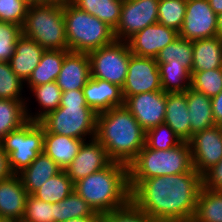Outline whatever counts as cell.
<instances>
[{
    "mask_svg": "<svg viewBox=\"0 0 222 222\" xmlns=\"http://www.w3.org/2000/svg\"><path fill=\"white\" fill-rule=\"evenodd\" d=\"M182 140L165 123L146 131L145 145L155 150H169L179 145Z\"/></svg>",
    "mask_w": 222,
    "mask_h": 222,
    "instance_id": "74e56055",
    "label": "cell"
},
{
    "mask_svg": "<svg viewBox=\"0 0 222 222\" xmlns=\"http://www.w3.org/2000/svg\"><path fill=\"white\" fill-rule=\"evenodd\" d=\"M124 106L147 131L164 123L166 112V93L161 91L146 92L129 96Z\"/></svg>",
    "mask_w": 222,
    "mask_h": 222,
    "instance_id": "5bb4252c",
    "label": "cell"
},
{
    "mask_svg": "<svg viewBox=\"0 0 222 222\" xmlns=\"http://www.w3.org/2000/svg\"><path fill=\"white\" fill-rule=\"evenodd\" d=\"M22 90L23 81L12 71L9 62L0 61V99L25 100Z\"/></svg>",
    "mask_w": 222,
    "mask_h": 222,
    "instance_id": "8d00e7d4",
    "label": "cell"
},
{
    "mask_svg": "<svg viewBox=\"0 0 222 222\" xmlns=\"http://www.w3.org/2000/svg\"><path fill=\"white\" fill-rule=\"evenodd\" d=\"M146 131L123 105L97 114L95 138L112 162L129 165L145 145Z\"/></svg>",
    "mask_w": 222,
    "mask_h": 222,
    "instance_id": "7a4b0ae2",
    "label": "cell"
},
{
    "mask_svg": "<svg viewBox=\"0 0 222 222\" xmlns=\"http://www.w3.org/2000/svg\"><path fill=\"white\" fill-rule=\"evenodd\" d=\"M217 36V14L208 0H187L186 13L179 37L188 40Z\"/></svg>",
    "mask_w": 222,
    "mask_h": 222,
    "instance_id": "4fadbf2b",
    "label": "cell"
},
{
    "mask_svg": "<svg viewBox=\"0 0 222 222\" xmlns=\"http://www.w3.org/2000/svg\"><path fill=\"white\" fill-rule=\"evenodd\" d=\"M191 75L198 71L222 68V38L219 36L193 40Z\"/></svg>",
    "mask_w": 222,
    "mask_h": 222,
    "instance_id": "7402d4cb",
    "label": "cell"
},
{
    "mask_svg": "<svg viewBox=\"0 0 222 222\" xmlns=\"http://www.w3.org/2000/svg\"><path fill=\"white\" fill-rule=\"evenodd\" d=\"M187 0H159L158 23L179 32L186 13Z\"/></svg>",
    "mask_w": 222,
    "mask_h": 222,
    "instance_id": "e575fe53",
    "label": "cell"
},
{
    "mask_svg": "<svg viewBox=\"0 0 222 222\" xmlns=\"http://www.w3.org/2000/svg\"><path fill=\"white\" fill-rule=\"evenodd\" d=\"M30 91L36 97V101H38L42 110L37 111L35 115L33 113L26 114L28 120L39 122L44 116L59 107L62 90L58 87L56 81L31 87Z\"/></svg>",
    "mask_w": 222,
    "mask_h": 222,
    "instance_id": "d6a6232c",
    "label": "cell"
},
{
    "mask_svg": "<svg viewBox=\"0 0 222 222\" xmlns=\"http://www.w3.org/2000/svg\"><path fill=\"white\" fill-rule=\"evenodd\" d=\"M193 220L194 222H222V190L201 187Z\"/></svg>",
    "mask_w": 222,
    "mask_h": 222,
    "instance_id": "83f0119b",
    "label": "cell"
},
{
    "mask_svg": "<svg viewBox=\"0 0 222 222\" xmlns=\"http://www.w3.org/2000/svg\"><path fill=\"white\" fill-rule=\"evenodd\" d=\"M23 219L32 222H55V203L41 201L28 195Z\"/></svg>",
    "mask_w": 222,
    "mask_h": 222,
    "instance_id": "f35d334b",
    "label": "cell"
},
{
    "mask_svg": "<svg viewBox=\"0 0 222 222\" xmlns=\"http://www.w3.org/2000/svg\"><path fill=\"white\" fill-rule=\"evenodd\" d=\"M74 191V183L64 170L48 179L33 196L41 201L57 203Z\"/></svg>",
    "mask_w": 222,
    "mask_h": 222,
    "instance_id": "4dcf8cb0",
    "label": "cell"
},
{
    "mask_svg": "<svg viewBox=\"0 0 222 222\" xmlns=\"http://www.w3.org/2000/svg\"><path fill=\"white\" fill-rule=\"evenodd\" d=\"M0 144L8 154L12 172L18 175L43 152L44 127L39 122L28 120L4 136Z\"/></svg>",
    "mask_w": 222,
    "mask_h": 222,
    "instance_id": "ba28073f",
    "label": "cell"
},
{
    "mask_svg": "<svg viewBox=\"0 0 222 222\" xmlns=\"http://www.w3.org/2000/svg\"><path fill=\"white\" fill-rule=\"evenodd\" d=\"M162 91L185 92L191 86V72L183 66L158 65Z\"/></svg>",
    "mask_w": 222,
    "mask_h": 222,
    "instance_id": "836d02e7",
    "label": "cell"
},
{
    "mask_svg": "<svg viewBox=\"0 0 222 222\" xmlns=\"http://www.w3.org/2000/svg\"><path fill=\"white\" fill-rule=\"evenodd\" d=\"M217 36L222 38V13L217 15Z\"/></svg>",
    "mask_w": 222,
    "mask_h": 222,
    "instance_id": "f907efd6",
    "label": "cell"
},
{
    "mask_svg": "<svg viewBox=\"0 0 222 222\" xmlns=\"http://www.w3.org/2000/svg\"><path fill=\"white\" fill-rule=\"evenodd\" d=\"M102 217H83V218H72L65 222H99Z\"/></svg>",
    "mask_w": 222,
    "mask_h": 222,
    "instance_id": "c3c4849f",
    "label": "cell"
},
{
    "mask_svg": "<svg viewBox=\"0 0 222 222\" xmlns=\"http://www.w3.org/2000/svg\"><path fill=\"white\" fill-rule=\"evenodd\" d=\"M62 169L44 152L18 175L28 195H33L48 179Z\"/></svg>",
    "mask_w": 222,
    "mask_h": 222,
    "instance_id": "cb8c5ba5",
    "label": "cell"
},
{
    "mask_svg": "<svg viewBox=\"0 0 222 222\" xmlns=\"http://www.w3.org/2000/svg\"><path fill=\"white\" fill-rule=\"evenodd\" d=\"M26 100L0 99V140L28 121Z\"/></svg>",
    "mask_w": 222,
    "mask_h": 222,
    "instance_id": "f1b7e54d",
    "label": "cell"
},
{
    "mask_svg": "<svg viewBox=\"0 0 222 222\" xmlns=\"http://www.w3.org/2000/svg\"><path fill=\"white\" fill-rule=\"evenodd\" d=\"M15 222H32V221H27V220L22 218L21 220H18V221H15Z\"/></svg>",
    "mask_w": 222,
    "mask_h": 222,
    "instance_id": "f5cc1de1",
    "label": "cell"
},
{
    "mask_svg": "<svg viewBox=\"0 0 222 222\" xmlns=\"http://www.w3.org/2000/svg\"><path fill=\"white\" fill-rule=\"evenodd\" d=\"M87 54L90 60L92 78L106 80L121 88L123 87L132 55L127 42L115 41Z\"/></svg>",
    "mask_w": 222,
    "mask_h": 222,
    "instance_id": "9c48e42d",
    "label": "cell"
},
{
    "mask_svg": "<svg viewBox=\"0 0 222 222\" xmlns=\"http://www.w3.org/2000/svg\"><path fill=\"white\" fill-rule=\"evenodd\" d=\"M28 194L19 175L0 181V220L15 222L23 218Z\"/></svg>",
    "mask_w": 222,
    "mask_h": 222,
    "instance_id": "e0dca14e",
    "label": "cell"
},
{
    "mask_svg": "<svg viewBox=\"0 0 222 222\" xmlns=\"http://www.w3.org/2000/svg\"><path fill=\"white\" fill-rule=\"evenodd\" d=\"M178 37L179 32L176 30L156 23L137 32L127 43L133 55L156 58L163 48Z\"/></svg>",
    "mask_w": 222,
    "mask_h": 222,
    "instance_id": "2e32d148",
    "label": "cell"
},
{
    "mask_svg": "<svg viewBox=\"0 0 222 222\" xmlns=\"http://www.w3.org/2000/svg\"><path fill=\"white\" fill-rule=\"evenodd\" d=\"M99 222H106L103 218Z\"/></svg>",
    "mask_w": 222,
    "mask_h": 222,
    "instance_id": "11a10c76",
    "label": "cell"
},
{
    "mask_svg": "<svg viewBox=\"0 0 222 222\" xmlns=\"http://www.w3.org/2000/svg\"><path fill=\"white\" fill-rule=\"evenodd\" d=\"M83 142L84 140L64 135L44 133L43 152L51 157L62 170H65L79 152Z\"/></svg>",
    "mask_w": 222,
    "mask_h": 222,
    "instance_id": "603a6c76",
    "label": "cell"
},
{
    "mask_svg": "<svg viewBox=\"0 0 222 222\" xmlns=\"http://www.w3.org/2000/svg\"><path fill=\"white\" fill-rule=\"evenodd\" d=\"M161 90L158 63L155 58L132 54L126 80L122 87L124 101L129 96Z\"/></svg>",
    "mask_w": 222,
    "mask_h": 222,
    "instance_id": "7c38bea8",
    "label": "cell"
},
{
    "mask_svg": "<svg viewBox=\"0 0 222 222\" xmlns=\"http://www.w3.org/2000/svg\"><path fill=\"white\" fill-rule=\"evenodd\" d=\"M102 217L75 191L62 201L55 203V222H65L72 218Z\"/></svg>",
    "mask_w": 222,
    "mask_h": 222,
    "instance_id": "1f68e13d",
    "label": "cell"
},
{
    "mask_svg": "<svg viewBox=\"0 0 222 222\" xmlns=\"http://www.w3.org/2000/svg\"><path fill=\"white\" fill-rule=\"evenodd\" d=\"M131 201L152 220L193 218L202 176L190 172L145 180H129Z\"/></svg>",
    "mask_w": 222,
    "mask_h": 222,
    "instance_id": "6da1fadb",
    "label": "cell"
},
{
    "mask_svg": "<svg viewBox=\"0 0 222 222\" xmlns=\"http://www.w3.org/2000/svg\"><path fill=\"white\" fill-rule=\"evenodd\" d=\"M68 52L69 50H45L38 66L26 81L27 87L30 89L34 86L56 81Z\"/></svg>",
    "mask_w": 222,
    "mask_h": 222,
    "instance_id": "484cf974",
    "label": "cell"
},
{
    "mask_svg": "<svg viewBox=\"0 0 222 222\" xmlns=\"http://www.w3.org/2000/svg\"><path fill=\"white\" fill-rule=\"evenodd\" d=\"M69 51L88 53L116 41L114 29L70 1L63 5Z\"/></svg>",
    "mask_w": 222,
    "mask_h": 222,
    "instance_id": "277c9868",
    "label": "cell"
},
{
    "mask_svg": "<svg viewBox=\"0 0 222 222\" xmlns=\"http://www.w3.org/2000/svg\"><path fill=\"white\" fill-rule=\"evenodd\" d=\"M212 10L218 15L222 13V0H208Z\"/></svg>",
    "mask_w": 222,
    "mask_h": 222,
    "instance_id": "7dc6e473",
    "label": "cell"
},
{
    "mask_svg": "<svg viewBox=\"0 0 222 222\" xmlns=\"http://www.w3.org/2000/svg\"><path fill=\"white\" fill-rule=\"evenodd\" d=\"M74 191L98 214L122 208L131 201L128 166L111 162L104 169L75 182Z\"/></svg>",
    "mask_w": 222,
    "mask_h": 222,
    "instance_id": "3957f363",
    "label": "cell"
},
{
    "mask_svg": "<svg viewBox=\"0 0 222 222\" xmlns=\"http://www.w3.org/2000/svg\"><path fill=\"white\" fill-rule=\"evenodd\" d=\"M77 8L97 17L115 29L119 23L123 0H70Z\"/></svg>",
    "mask_w": 222,
    "mask_h": 222,
    "instance_id": "4316f807",
    "label": "cell"
},
{
    "mask_svg": "<svg viewBox=\"0 0 222 222\" xmlns=\"http://www.w3.org/2000/svg\"><path fill=\"white\" fill-rule=\"evenodd\" d=\"M106 222H157L141 211L132 201L122 208L102 215Z\"/></svg>",
    "mask_w": 222,
    "mask_h": 222,
    "instance_id": "b9f144b4",
    "label": "cell"
},
{
    "mask_svg": "<svg viewBox=\"0 0 222 222\" xmlns=\"http://www.w3.org/2000/svg\"><path fill=\"white\" fill-rule=\"evenodd\" d=\"M203 186L212 190H222V159L202 176Z\"/></svg>",
    "mask_w": 222,
    "mask_h": 222,
    "instance_id": "7bdbcfd3",
    "label": "cell"
},
{
    "mask_svg": "<svg viewBox=\"0 0 222 222\" xmlns=\"http://www.w3.org/2000/svg\"><path fill=\"white\" fill-rule=\"evenodd\" d=\"M155 60L158 65L183 66L191 72L193 43L191 40L178 37L175 41L163 48Z\"/></svg>",
    "mask_w": 222,
    "mask_h": 222,
    "instance_id": "f546056e",
    "label": "cell"
},
{
    "mask_svg": "<svg viewBox=\"0 0 222 222\" xmlns=\"http://www.w3.org/2000/svg\"><path fill=\"white\" fill-rule=\"evenodd\" d=\"M186 91L166 93V112L164 123L182 140L191 139V124L189 121Z\"/></svg>",
    "mask_w": 222,
    "mask_h": 222,
    "instance_id": "44dd1931",
    "label": "cell"
},
{
    "mask_svg": "<svg viewBox=\"0 0 222 222\" xmlns=\"http://www.w3.org/2000/svg\"><path fill=\"white\" fill-rule=\"evenodd\" d=\"M112 161L96 139L84 141L71 164L64 170L73 183L107 167Z\"/></svg>",
    "mask_w": 222,
    "mask_h": 222,
    "instance_id": "9a60e30c",
    "label": "cell"
},
{
    "mask_svg": "<svg viewBox=\"0 0 222 222\" xmlns=\"http://www.w3.org/2000/svg\"><path fill=\"white\" fill-rule=\"evenodd\" d=\"M60 104H87L83 90L62 92Z\"/></svg>",
    "mask_w": 222,
    "mask_h": 222,
    "instance_id": "ee69618b",
    "label": "cell"
},
{
    "mask_svg": "<svg viewBox=\"0 0 222 222\" xmlns=\"http://www.w3.org/2000/svg\"><path fill=\"white\" fill-rule=\"evenodd\" d=\"M97 114L87 104H60L39 123L44 133L64 135L86 141L95 138Z\"/></svg>",
    "mask_w": 222,
    "mask_h": 222,
    "instance_id": "52a82bcc",
    "label": "cell"
},
{
    "mask_svg": "<svg viewBox=\"0 0 222 222\" xmlns=\"http://www.w3.org/2000/svg\"><path fill=\"white\" fill-rule=\"evenodd\" d=\"M22 35L21 26L0 21V61H9L15 51V44Z\"/></svg>",
    "mask_w": 222,
    "mask_h": 222,
    "instance_id": "ab89813d",
    "label": "cell"
},
{
    "mask_svg": "<svg viewBox=\"0 0 222 222\" xmlns=\"http://www.w3.org/2000/svg\"><path fill=\"white\" fill-rule=\"evenodd\" d=\"M188 143L193 168L203 176L222 159V126L214 125L196 132Z\"/></svg>",
    "mask_w": 222,
    "mask_h": 222,
    "instance_id": "8fae6325",
    "label": "cell"
},
{
    "mask_svg": "<svg viewBox=\"0 0 222 222\" xmlns=\"http://www.w3.org/2000/svg\"><path fill=\"white\" fill-rule=\"evenodd\" d=\"M14 173L9 164L8 154L2 149L0 144V181L12 177Z\"/></svg>",
    "mask_w": 222,
    "mask_h": 222,
    "instance_id": "f6af8a7d",
    "label": "cell"
},
{
    "mask_svg": "<svg viewBox=\"0 0 222 222\" xmlns=\"http://www.w3.org/2000/svg\"><path fill=\"white\" fill-rule=\"evenodd\" d=\"M193 169L190 145L182 141L169 150H155L146 145L128 165L129 180L176 175Z\"/></svg>",
    "mask_w": 222,
    "mask_h": 222,
    "instance_id": "5b68a950",
    "label": "cell"
},
{
    "mask_svg": "<svg viewBox=\"0 0 222 222\" xmlns=\"http://www.w3.org/2000/svg\"><path fill=\"white\" fill-rule=\"evenodd\" d=\"M21 30L45 50H68L63 5L30 4Z\"/></svg>",
    "mask_w": 222,
    "mask_h": 222,
    "instance_id": "8992f818",
    "label": "cell"
},
{
    "mask_svg": "<svg viewBox=\"0 0 222 222\" xmlns=\"http://www.w3.org/2000/svg\"><path fill=\"white\" fill-rule=\"evenodd\" d=\"M29 5L26 0H0V21L22 27Z\"/></svg>",
    "mask_w": 222,
    "mask_h": 222,
    "instance_id": "60d3db41",
    "label": "cell"
},
{
    "mask_svg": "<svg viewBox=\"0 0 222 222\" xmlns=\"http://www.w3.org/2000/svg\"><path fill=\"white\" fill-rule=\"evenodd\" d=\"M90 78L91 70L88 54L69 51L63 60L56 82L62 92L82 90Z\"/></svg>",
    "mask_w": 222,
    "mask_h": 222,
    "instance_id": "ac0fdd59",
    "label": "cell"
},
{
    "mask_svg": "<svg viewBox=\"0 0 222 222\" xmlns=\"http://www.w3.org/2000/svg\"><path fill=\"white\" fill-rule=\"evenodd\" d=\"M159 0H123L120 19L114 29L116 41L127 42L140 30L158 23Z\"/></svg>",
    "mask_w": 222,
    "mask_h": 222,
    "instance_id": "30bf717a",
    "label": "cell"
},
{
    "mask_svg": "<svg viewBox=\"0 0 222 222\" xmlns=\"http://www.w3.org/2000/svg\"><path fill=\"white\" fill-rule=\"evenodd\" d=\"M82 90L87 105L96 114L124 105L122 88L106 80L91 77Z\"/></svg>",
    "mask_w": 222,
    "mask_h": 222,
    "instance_id": "d6986e66",
    "label": "cell"
},
{
    "mask_svg": "<svg viewBox=\"0 0 222 222\" xmlns=\"http://www.w3.org/2000/svg\"><path fill=\"white\" fill-rule=\"evenodd\" d=\"M70 0H35V4H54V5H64Z\"/></svg>",
    "mask_w": 222,
    "mask_h": 222,
    "instance_id": "681fc988",
    "label": "cell"
},
{
    "mask_svg": "<svg viewBox=\"0 0 222 222\" xmlns=\"http://www.w3.org/2000/svg\"><path fill=\"white\" fill-rule=\"evenodd\" d=\"M186 100L191 124V138L196 132L216 125L212 111L211 97L190 87L186 91Z\"/></svg>",
    "mask_w": 222,
    "mask_h": 222,
    "instance_id": "d4e9b609",
    "label": "cell"
},
{
    "mask_svg": "<svg viewBox=\"0 0 222 222\" xmlns=\"http://www.w3.org/2000/svg\"><path fill=\"white\" fill-rule=\"evenodd\" d=\"M28 3L30 4H34L35 3V0H26Z\"/></svg>",
    "mask_w": 222,
    "mask_h": 222,
    "instance_id": "db71d44e",
    "label": "cell"
},
{
    "mask_svg": "<svg viewBox=\"0 0 222 222\" xmlns=\"http://www.w3.org/2000/svg\"><path fill=\"white\" fill-rule=\"evenodd\" d=\"M190 87L211 98L218 95L222 91V68L194 72Z\"/></svg>",
    "mask_w": 222,
    "mask_h": 222,
    "instance_id": "d590c367",
    "label": "cell"
},
{
    "mask_svg": "<svg viewBox=\"0 0 222 222\" xmlns=\"http://www.w3.org/2000/svg\"><path fill=\"white\" fill-rule=\"evenodd\" d=\"M45 51L35 40L21 35L15 44V51L8 61L12 71L25 83L38 66Z\"/></svg>",
    "mask_w": 222,
    "mask_h": 222,
    "instance_id": "ffe728a7",
    "label": "cell"
},
{
    "mask_svg": "<svg viewBox=\"0 0 222 222\" xmlns=\"http://www.w3.org/2000/svg\"><path fill=\"white\" fill-rule=\"evenodd\" d=\"M211 104L215 124L222 126V91L211 98Z\"/></svg>",
    "mask_w": 222,
    "mask_h": 222,
    "instance_id": "bcb514c9",
    "label": "cell"
},
{
    "mask_svg": "<svg viewBox=\"0 0 222 222\" xmlns=\"http://www.w3.org/2000/svg\"><path fill=\"white\" fill-rule=\"evenodd\" d=\"M157 222H194V220L193 218H190V219L161 220Z\"/></svg>",
    "mask_w": 222,
    "mask_h": 222,
    "instance_id": "816d5d0a",
    "label": "cell"
}]
</instances>
